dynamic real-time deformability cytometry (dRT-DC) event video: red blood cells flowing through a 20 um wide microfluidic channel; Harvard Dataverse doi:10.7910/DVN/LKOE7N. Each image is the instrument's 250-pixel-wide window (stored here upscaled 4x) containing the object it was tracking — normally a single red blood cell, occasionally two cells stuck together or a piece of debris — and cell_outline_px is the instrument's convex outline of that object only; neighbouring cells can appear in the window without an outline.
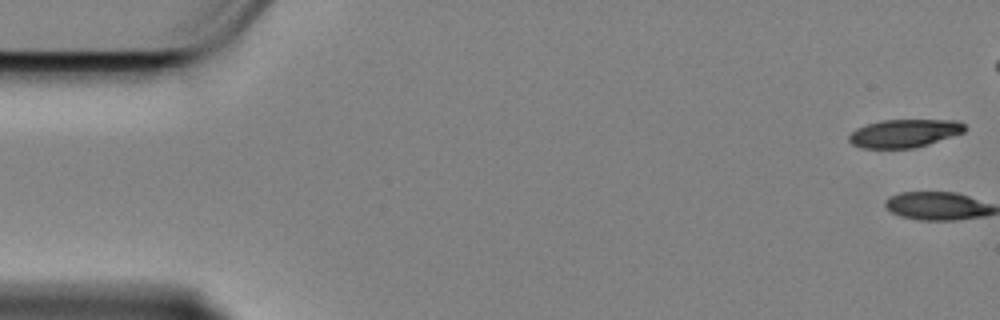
{"species": "Egyptian fruit bat (a non-hibernating species)", "species_latin": "Rousettus aegyptiacus", "temperature_condition": "cold", "stored_images_in_passage": 2, "camera_frame_rate_fps": 3000, "um_per_image_px": 0.085, "animal": {"sex": "female"}, "frame": {"image": 1, "passage_image": 1, "time_ms": 0.0, "image_size_px": [1000, 320], "cell_outline_px": [[968, 128], [964, 132], [928, 144], [912, 148], [864, 148], [852, 144], [848, 140], [848, 136], [856, 128], [868, 124], [884, 120], [956, 120], [964, 124]], "centroid_in_image_um": [76.88, 11.33], "position_along_channel_um": 8.1, "area_um2": 18.84}}